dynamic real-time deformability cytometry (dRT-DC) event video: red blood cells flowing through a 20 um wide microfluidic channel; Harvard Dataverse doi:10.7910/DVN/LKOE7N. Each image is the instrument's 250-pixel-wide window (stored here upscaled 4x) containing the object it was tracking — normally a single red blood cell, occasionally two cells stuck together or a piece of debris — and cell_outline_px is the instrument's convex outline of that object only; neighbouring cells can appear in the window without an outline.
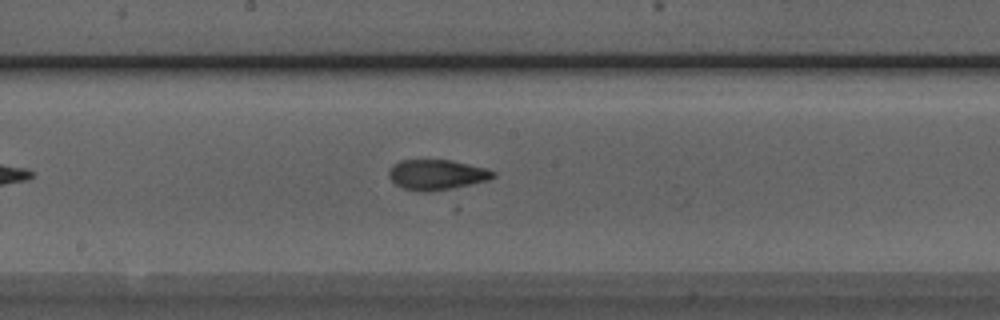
{"species": "Egyptian fruit bat (a non-hibernating species)", "species_latin": "Rousettus aegyptiacus", "temperature_condition": "room temperature", "stored_images_in_passage": 40, "camera_frame_rate_fps": 3000, "um_per_image_px": 0.085, "animal": {"sex": "male"}, "frame": {"image": 1, "passage_image": 20, "time_ms": 6.333, "image_size_px": [1000, 320], "cell_outline_px": [[496, 176], [488, 180], [452, 188], [432, 192], [424, 192], [404, 188], [396, 184], [388, 176], [388, 172], [392, 164], [400, 160], [452, 160], [484, 168], [496, 172]], "centroid_in_image_um": [37.1, 14.84], "position_along_channel_um": 211.1, "area_um2": 18.32}}
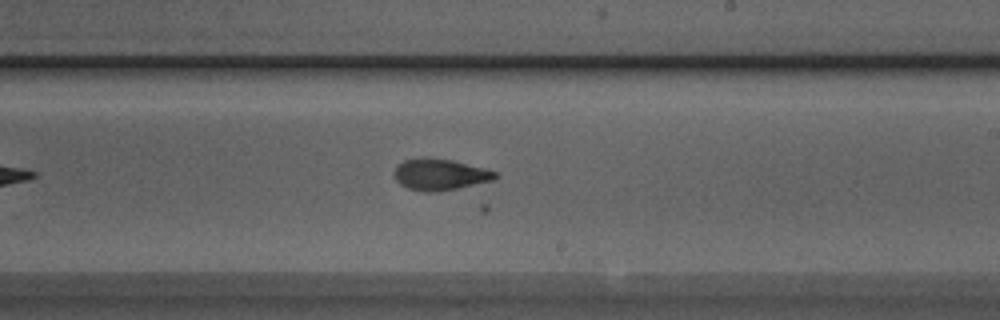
{"frame": {"image": 2, "passage_image": 23, "time_ms": 7.333, "image_size_px": [1000, 320], "cell_outline_px": [[500, 176], [492, 180], [456, 188], [436, 192], [424, 192], [408, 188], [400, 184], [392, 176], [396, 164], [404, 160], [424, 156], [452, 160], [484, 168], [496, 172]], "centroid_in_image_um": [37.33, 14.81], "position_along_channel_um": 251.7, "area_um2": 18.61}}